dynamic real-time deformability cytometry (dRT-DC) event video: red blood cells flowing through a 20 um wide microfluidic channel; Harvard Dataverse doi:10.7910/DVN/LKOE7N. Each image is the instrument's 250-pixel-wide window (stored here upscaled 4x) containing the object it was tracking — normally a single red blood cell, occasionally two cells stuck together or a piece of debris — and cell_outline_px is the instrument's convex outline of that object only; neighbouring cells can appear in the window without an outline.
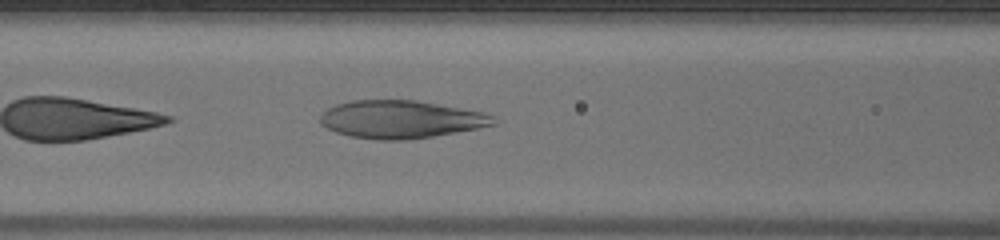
{"species": "human", "species_latin": "Homo sapiens", "temperature_condition": "warm", "stored_images_in_passage": 35, "camera_frame_rate_fps": 3000, "um_per_image_px": 0.085, "donor": {"sex": "male"}, "frame": {"image": 1, "passage_image": 6, "time_ms": 1.667, "image_size_px": [1000, 240], "cell_outline_px": [[496, 124], [476, 128], [432, 136], [408, 140], [376, 140], [348, 136], [336, 132], [320, 124], [320, 112], [336, 104], [352, 100], [416, 100], [484, 112], [496, 116]], "centroid_in_image_um": [34.04, 10.14], "position_along_channel_um": 132.6, "area_um2": 38.32}}
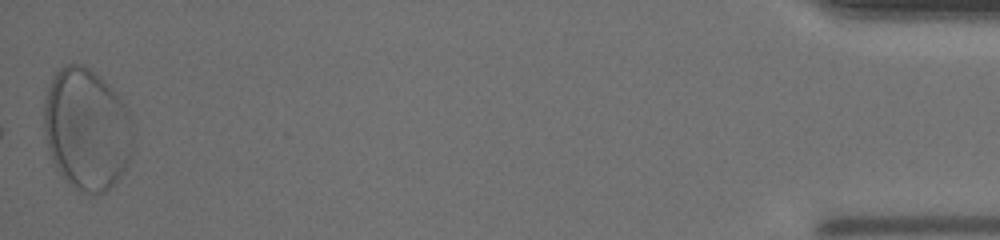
{"frame": {"image": 2, "passage_image": 35, "time_ms": 11.333, "image_size_px": [1000, 240], "cell_outline_px": [[132, 152], [124, 168], [116, 180], [104, 192], [80, 192], [60, 172], [52, 160], [48, 152], [44, 128], [44, 100], [48, 84], [56, 72], [60, 68], [68, 64], [84, 64], [96, 72], [120, 96], [132, 120]], "centroid_in_image_um": [7.35, 10.92], "position_along_channel_um": 427.8, "area_um2": 62.94}}